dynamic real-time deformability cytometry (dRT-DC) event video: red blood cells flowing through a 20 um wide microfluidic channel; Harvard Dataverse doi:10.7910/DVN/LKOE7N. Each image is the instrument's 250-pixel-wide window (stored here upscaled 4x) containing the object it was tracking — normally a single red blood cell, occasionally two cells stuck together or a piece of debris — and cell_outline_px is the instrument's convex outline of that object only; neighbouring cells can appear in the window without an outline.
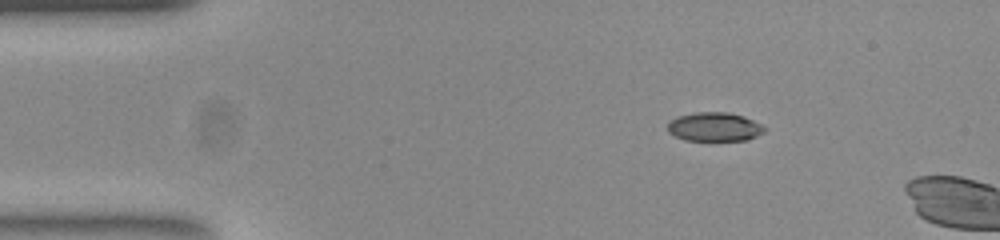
{"species": "common noctule bat (a hibernating species)", "species_latin": "Nyctalus noctula", "temperature_condition": "room temperature", "stored_images_in_passage": 47, "camera_frame_rate_fps": 3000, "um_per_image_px": 0.085, "animal": {"sex": "female", "body_mass_g": 23.0, "forearm_length_mm": 53.4}, "frame": {"image": 1, "passage_image": 7, "time_ms": 2.0, "image_size_px": [1000, 240], "cell_outline_px": [[768, 128], [764, 132], [748, 140], [684, 140], [668, 132], [668, 120], [676, 116], [696, 112], [728, 112], [744, 116]], "centroid_in_image_um": [60.72, 10.77], "position_along_channel_um": 24.3, "area_um2": 16.42}}
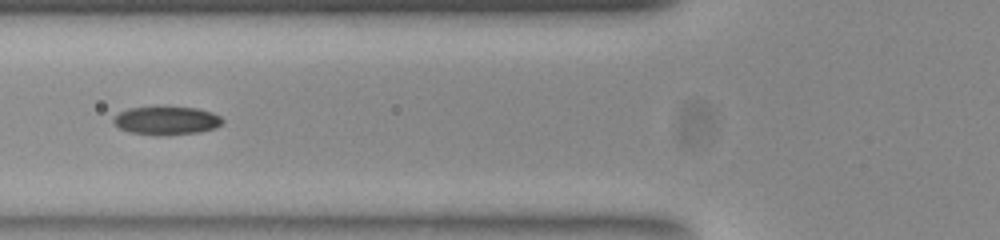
{"frame": {"image": 2, "passage_image": 19, "time_ms": 6.0, "image_size_px": [1000, 240], "cell_outline_px": [[224, 120], [216, 128], [200, 132], [132, 132], [120, 128], [112, 120], [120, 112], [128, 108], [156, 104], [164, 104], [196, 108], [212, 112], [220, 116]], "centroid_in_image_um": [14.18, 10.13], "position_along_channel_um": 111.6, "area_um2": 17.74}}
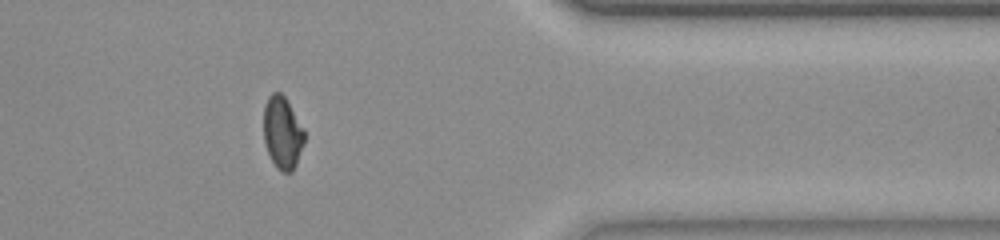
{"frame": {"image": 3, "passage_image": 42, "time_ms": 13.667, "image_size_px": [1000, 240], "cell_outline_px": [[304, 144], [296, 164], [292, 172], [284, 172], [276, 168], [264, 144], [264, 104], [268, 96], [272, 92], [280, 92], [284, 96], [304, 128]], "centroid_in_image_um": [24.0, 11.27], "position_along_channel_um": 387.4, "area_um2": 17.22}}